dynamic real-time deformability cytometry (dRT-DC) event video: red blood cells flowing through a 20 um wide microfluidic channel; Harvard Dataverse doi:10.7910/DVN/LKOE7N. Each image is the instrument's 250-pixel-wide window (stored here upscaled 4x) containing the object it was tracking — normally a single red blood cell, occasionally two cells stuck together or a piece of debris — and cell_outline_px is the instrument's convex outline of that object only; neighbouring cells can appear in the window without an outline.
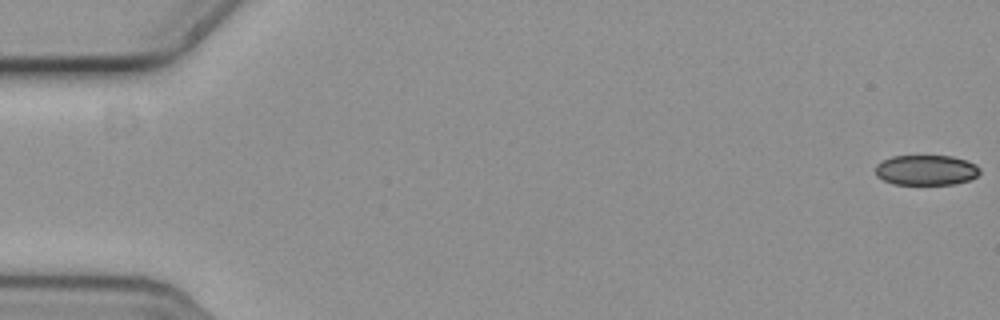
{"species": "common noctule bat (a hibernating species)", "species_latin": "Nyctalus noctula", "temperature_condition": "cold", "stored_images_in_passage": 17, "camera_frame_rate_fps": 3000, "um_per_image_px": 0.085, "animal": {"sex": "female", "body_mass_g": 19.3, "forearm_length_mm": 54.1}, "frame": {"image": 1, "passage_image": 1, "time_ms": 0.0, "image_size_px": [1000, 320], "cell_outline_px": [[980, 172], [976, 176], [968, 180], [952, 184], [892, 184], [876, 176], [876, 164], [892, 156], [952, 156], [968, 160], [976, 164], [980, 168]], "centroid_in_image_um": [78.73, 14.45], "position_along_channel_um": 6.3, "area_um2": 18.38}}